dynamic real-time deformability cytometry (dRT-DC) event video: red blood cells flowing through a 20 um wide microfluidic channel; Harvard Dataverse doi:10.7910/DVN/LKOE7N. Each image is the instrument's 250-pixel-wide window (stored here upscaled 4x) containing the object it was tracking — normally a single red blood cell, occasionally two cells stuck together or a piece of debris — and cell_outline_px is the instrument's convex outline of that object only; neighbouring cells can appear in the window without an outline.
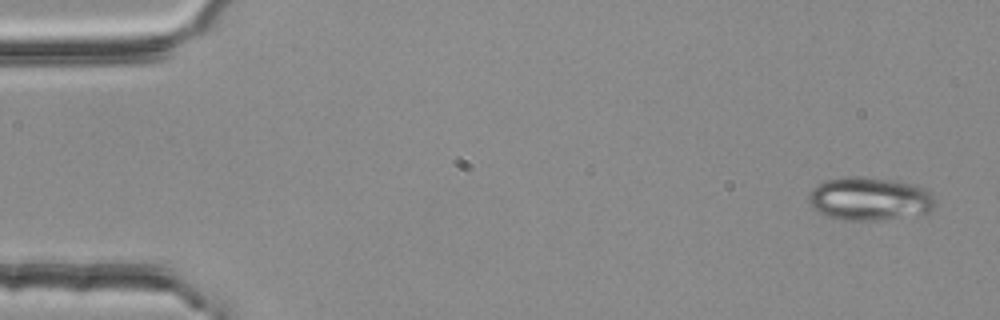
{"species": "common noctule bat (a hibernating species)", "species_latin": "Nyctalus noctula", "temperature_condition": "room temperature", "stored_images_in_passage": 4, "segment_of_instrument_passage": [1, 2], "camera_frame_rate_fps": 3000, "um_per_image_px": 0.085, "animal": {"sex": "female", "body_mass_g": 25.1}, "frame": {"image": 1, "passage_image": 1, "time_ms": 0.0, "image_size_px": [1000, 320], "cell_outline_px": [[936, 208], [928, 212], [884, 220], [840, 220], [828, 216], [820, 212], [808, 200], [808, 192], [812, 188], [824, 180], [844, 176], [860, 176], [896, 180], [916, 184], [924, 188], [936, 200]], "centroid_in_image_um": [73.93, 16.88], "position_along_channel_um": 11.1, "area_um2": 32.19}}